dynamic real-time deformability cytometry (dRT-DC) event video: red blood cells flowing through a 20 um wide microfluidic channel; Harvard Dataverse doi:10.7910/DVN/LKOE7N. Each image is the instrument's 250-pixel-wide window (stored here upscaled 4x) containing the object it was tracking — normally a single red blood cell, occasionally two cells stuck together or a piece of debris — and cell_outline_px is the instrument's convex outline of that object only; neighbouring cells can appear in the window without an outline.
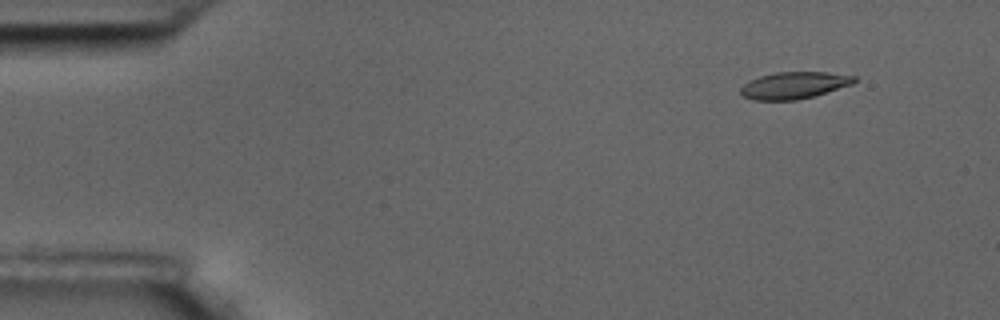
{"species": "common noctule bat (a hibernating species)", "species_latin": "Nyctalus noctula", "temperature_condition": "room temperature", "stored_images_in_passage": 4, "camera_frame_rate_fps": 3000, "um_per_image_px": 0.085, "animal": {"sex": "male", "body_mass_g": 17.5, "forearm_length_mm": 52.3}, "frame": {"image": 1, "passage_image": 1, "time_ms": 0.0, "image_size_px": [1000, 320], "cell_outline_px": [[856, 80], [852, 84], [812, 96], [796, 100], [756, 100], [744, 96], [740, 92], [740, 88], [748, 80], [760, 76], [776, 72], [828, 72], [856, 76]], "centroid_in_image_um": [67.47, 7.24], "position_along_channel_um": 17.5, "area_um2": 17.63}}
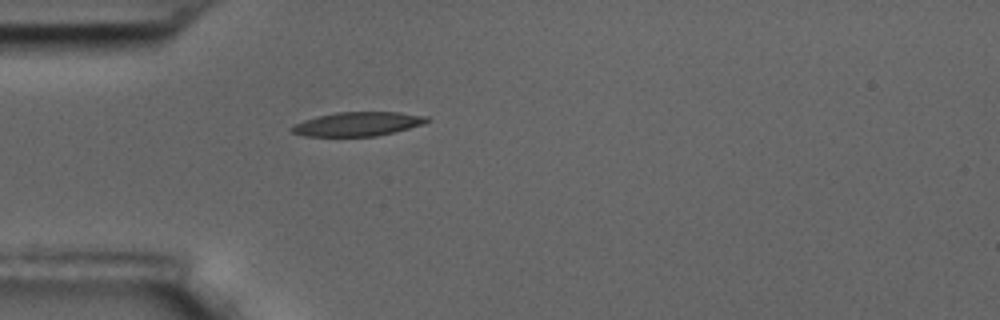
{"frame": {"image": 2, "passage_image": 4, "time_ms": 1.0, "image_size_px": [1000, 320], "cell_outline_px": [[432, 120], [408, 128], [376, 136], [304, 136], [292, 132], [288, 128], [304, 120], [316, 116], [336, 112], [400, 112], [428, 116]], "centroid_in_image_um": [30.39, 10.53], "position_along_channel_um": 54.6, "area_um2": 18.84}}